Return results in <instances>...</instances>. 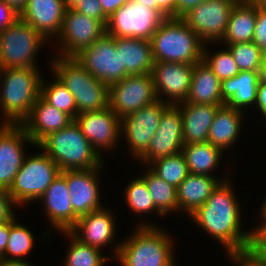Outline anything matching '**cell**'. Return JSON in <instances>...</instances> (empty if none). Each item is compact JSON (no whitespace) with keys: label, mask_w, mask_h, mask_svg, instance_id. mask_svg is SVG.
I'll use <instances>...</instances> for the list:
<instances>
[{"label":"cell","mask_w":266,"mask_h":266,"mask_svg":"<svg viewBox=\"0 0 266 266\" xmlns=\"http://www.w3.org/2000/svg\"><path fill=\"white\" fill-rule=\"evenodd\" d=\"M258 84L257 71H239L236 76L222 80L221 95L224 105L242 111L245 106L256 104Z\"/></svg>","instance_id":"obj_25"},{"label":"cell","mask_w":266,"mask_h":266,"mask_svg":"<svg viewBox=\"0 0 266 266\" xmlns=\"http://www.w3.org/2000/svg\"><path fill=\"white\" fill-rule=\"evenodd\" d=\"M46 39L18 18L0 32V69L37 68L35 56Z\"/></svg>","instance_id":"obj_7"},{"label":"cell","mask_w":266,"mask_h":266,"mask_svg":"<svg viewBox=\"0 0 266 266\" xmlns=\"http://www.w3.org/2000/svg\"><path fill=\"white\" fill-rule=\"evenodd\" d=\"M51 63L55 77L74 96L77 115L109 107V87L93 77L75 58L56 57Z\"/></svg>","instance_id":"obj_5"},{"label":"cell","mask_w":266,"mask_h":266,"mask_svg":"<svg viewBox=\"0 0 266 266\" xmlns=\"http://www.w3.org/2000/svg\"><path fill=\"white\" fill-rule=\"evenodd\" d=\"M42 153L25 158L8 190L17 206L40 199L45 190L61 174L58 165L47 154Z\"/></svg>","instance_id":"obj_8"},{"label":"cell","mask_w":266,"mask_h":266,"mask_svg":"<svg viewBox=\"0 0 266 266\" xmlns=\"http://www.w3.org/2000/svg\"><path fill=\"white\" fill-rule=\"evenodd\" d=\"M45 204L46 214L55 228L69 231L77 222L78 216L74 213L66 179L60 174L40 197Z\"/></svg>","instance_id":"obj_22"},{"label":"cell","mask_w":266,"mask_h":266,"mask_svg":"<svg viewBox=\"0 0 266 266\" xmlns=\"http://www.w3.org/2000/svg\"><path fill=\"white\" fill-rule=\"evenodd\" d=\"M6 4L12 7L17 13H21L25 8L27 0H3Z\"/></svg>","instance_id":"obj_51"},{"label":"cell","mask_w":266,"mask_h":266,"mask_svg":"<svg viewBox=\"0 0 266 266\" xmlns=\"http://www.w3.org/2000/svg\"><path fill=\"white\" fill-rule=\"evenodd\" d=\"M23 142L33 143L21 125H11L0 136V189L9 190L23 162Z\"/></svg>","instance_id":"obj_19"},{"label":"cell","mask_w":266,"mask_h":266,"mask_svg":"<svg viewBox=\"0 0 266 266\" xmlns=\"http://www.w3.org/2000/svg\"><path fill=\"white\" fill-rule=\"evenodd\" d=\"M164 19L157 10L131 0L108 18L106 34L118 38H140L150 41Z\"/></svg>","instance_id":"obj_10"},{"label":"cell","mask_w":266,"mask_h":266,"mask_svg":"<svg viewBox=\"0 0 266 266\" xmlns=\"http://www.w3.org/2000/svg\"><path fill=\"white\" fill-rule=\"evenodd\" d=\"M145 7L157 10L164 18H176V0H133Z\"/></svg>","instance_id":"obj_43"},{"label":"cell","mask_w":266,"mask_h":266,"mask_svg":"<svg viewBox=\"0 0 266 266\" xmlns=\"http://www.w3.org/2000/svg\"><path fill=\"white\" fill-rule=\"evenodd\" d=\"M110 214L104 208L92 211L79 217L69 232L82 243L100 249L110 243L115 235V220Z\"/></svg>","instance_id":"obj_23"},{"label":"cell","mask_w":266,"mask_h":266,"mask_svg":"<svg viewBox=\"0 0 266 266\" xmlns=\"http://www.w3.org/2000/svg\"><path fill=\"white\" fill-rule=\"evenodd\" d=\"M256 104L263 116L266 117V84H258Z\"/></svg>","instance_id":"obj_49"},{"label":"cell","mask_w":266,"mask_h":266,"mask_svg":"<svg viewBox=\"0 0 266 266\" xmlns=\"http://www.w3.org/2000/svg\"><path fill=\"white\" fill-rule=\"evenodd\" d=\"M182 153L189 173L212 176L209 173L220 163L223 151L211 143L205 142L184 144Z\"/></svg>","instance_id":"obj_31"},{"label":"cell","mask_w":266,"mask_h":266,"mask_svg":"<svg viewBox=\"0 0 266 266\" xmlns=\"http://www.w3.org/2000/svg\"><path fill=\"white\" fill-rule=\"evenodd\" d=\"M236 199L229 182L220 181L206 202L191 214L195 223L222 242L227 251L251 247L252 232L240 230V208Z\"/></svg>","instance_id":"obj_1"},{"label":"cell","mask_w":266,"mask_h":266,"mask_svg":"<svg viewBox=\"0 0 266 266\" xmlns=\"http://www.w3.org/2000/svg\"><path fill=\"white\" fill-rule=\"evenodd\" d=\"M98 170L100 169L61 171L69 189L72 209L78 217L102 208L96 178Z\"/></svg>","instance_id":"obj_17"},{"label":"cell","mask_w":266,"mask_h":266,"mask_svg":"<svg viewBox=\"0 0 266 266\" xmlns=\"http://www.w3.org/2000/svg\"><path fill=\"white\" fill-rule=\"evenodd\" d=\"M116 49L121 50L122 67L129 75L152 72L151 42L140 38L115 37Z\"/></svg>","instance_id":"obj_27"},{"label":"cell","mask_w":266,"mask_h":266,"mask_svg":"<svg viewBox=\"0 0 266 266\" xmlns=\"http://www.w3.org/2000/svg\"><path fill=\"white\" fill-rule=\"evenodd\" d=\"M73 58L108 87L129 75L122 67L121 50L116 49L115 37L106 33Z\"/></svg>","instance_id":"obj_9"},{"label":"cell","mask_w":266,"mask_h":266,"mask_svg":"<svg viewBox=\"0 0 266 266\" xmlns=\"http://www.w3.org/2000/svg\"><path fill=\"white\" fill-rule=\"evenodd\" d=\"M150 42L154 62L195 64L202 61L205 44L182 18H165Z\"/></svg>","instance_id":"obj_2"},{"label":"cell","mask_w":266,"mask_h":266,"mask_svg":"<svg viewBox=\"0 0 266 266\" xmlns=\"http://www.w3.org/2000/svg\"><path fill=\"white\" fill-rule=\"evenodd\" d=\"M0 266H32L26 261H6L0 259Z\"/></svg>","instance_id":"obj_53"},{"label":"cell","mask_w":266,"mask_h":266,"mask_svg":"<svg viewBox=\"0 0 266 266\" xmlns=\"http://www.w3.org/2000/svg\"><path fill=\"white\" fill-rule=\"evenodd\" d=\"M193 68L194 64L154 62L151 74L157 99L161 100L160 95L165 93L169 98L165 102L169 105L185 102L189 96Z\"/></svg>","instance_id":"obj_16"},{"label":"cell","mask_w":266,"mask_h":266,"mask_svg":"<svg viewBox=\"0 0 266 266\" xmlns=\"http://www.w3.org/2000/svg\"><path fill=\"white\" fill-rule=\"evenodd\" d=\"M262 210V212H261V214H262V216L263 217H266V200H265V203H264V205H263V207L261 208Z\"/></svg>","instance_id":"obj_58"},{"label":"cell","mask_w":266,"mask_h":266,"mask_svg":"<svg viewBox=\"0 0 266 266\" xmlns=\"http://www.w3.org/2000/svg\"><path fill=\"white\" fill-rule=\"evenodd\" d=\"M228 256L239 266H266V262L261 259L251 248L241 251H228Z\"/></svg>","instance_id":"obj_42"},{"label":"cell","mask_w":266,"mask_h":266,"mask_svg":"<svg viewBox=\"0 0 266 266\" xmlns=\"http://www.w3.org/2000/svg\"><path fill=\"white\" fill-rule=\"evenodd\" d=\"M74 120L96 151L98 147L111 148L121 135V119L110 107L100 111L80 113Z\"/></svg>","instance_id":"obj_18"},{"label":"cell","mask_w":266,"mask_h":266,"mask_svg":"<svg viewBox=\"0 0 266 266\" xmlns=\"http://www.w3.org/2000/svg\"><path fill=\"white\" fill-rule=\"evenodd\" d=\"M206 0H176V18H182L191 9Z\"/></svg>","instance_id":"obj_46"},{"label":"cell","mask_w":266,"mask_h":266,"mask_svg":"<svg viewBox=\"0 0 266 266\" xmlns=\"http://www.w3.org/2000/svg\"><path fill=\"white\" fill-rule=\"evenodd\" d=\"M33 241L34 237L32 236L31 231H29L26 227L17 224L14 219L12 222H9V239L5 253L0 257V259L23 262V257L27 256L31 249H33ZM6 254L8 256H12L9 258Z\"/></svg>","instance_id":"obj_34"},{"label":"cell","mask_w":266,"mask_h":266,"mask_svg":"<svg viewBox=\"0 0 266 266\" xmlns=\"http://www.w3.org/2000/svg\"><path fill=\"white\" fill-rule=\"evenodd\" d=\"M251 246H266V217H263V222L257 230L252 232Z\"/></svg>","instance_id":"obj_47"},{"label":"cell","mask_w":266,"mask_h":266,"mask_svg":"<svg viewBox=\"0 0 266 266\" xmlns=\"http://www.w3.org/2000/svg\"><path fill=\"white\" fill-rule=\"evenodd\" d=\"M184 144L180 104L169 105L162 113L159 127L147 150L139 159L150 164L160 157L182 152Z\"/></svg>","instance_id":"obj_15"},{"label":"cell","mask_w":266,"mask_h":266,"mask_svg":"<svg viewBox=\"0 0 266 266\" xmlns=\"http://www.w3.org/2000/svg\"><path fill=\"white\" fill-rule=\"evenodd\" d=\"M250 248L266 262V246H251Z\"/></svg>","instance_id":"obj_54"},{"label":"cell","mask_w":266,"mask_h":266,"mask_svg":"<svg viewBox=\"0 0 266 266\" xmlns=\"http://www.w3.org/2000/svg\"><path fill=\"white\" fill-rule=\"evenodd\" d=\"M12 205H17L8 190L0 189V224L12 222L14 219Z\"/></svg>","instance_id":"obj_44"},{"label":"cell","mask_w":266,"mask_h":266,"mask_svg":"<svg viewBox=\"0 0 266 266\" xmlns=\"http://www.w3.org/2000/svg\"><path fill=\"white\" fill-rule=\"evenodd\" d=\"M131 0H100L103 13L109 18L116 10Z\"/></svg>","instance_id":"obj_48"},{"label":"cell","mask_w":266,"mask_h":266,"mask_svg":"<svg viewBox=\"0 0 266 266\" xmlns=\"http://www.w3.org/2000/svg\"><path fill=\"white\" fill-rule=\"evenodd\" d=\"M66 9L63 0H27L19 18L47 39L59 34Z\"/></svg>","instance_id":"obj_21"},{"label":"cell","mask_w":266,"mask_h":266,"mask_svg":"<svg viewBox=\"0 0 266 266\" xmlns=\"http://www.w3.org/2000/svg\"><path fill=\"white\" fill-rule=\"evenodd\" d=\"M227 48L232 53L239 71H259L265 54L256 43L252 41L229 44Z\"/></svg>","instance_id":"obj_37"},{"label":"cell","mask_w":266,"mask_h":266,"mask_svg":"<svg viewBox=\"0 0 266 266\" xmlns=\"http://www.w3.org/2000/svg\"><path fill=\"white\" fill-rule=\"evenodd\" d=\"M9 239V223L0 224V257L5 253Z\"/></svg>","instance_id":"obj_50"},{"label":"cell","mask_w":266,"mask_h":266,"mask_svg":"<svg viewBox=\"0 0 266 266\" xmlns=\"http://www.w3.org/2000/svg\"><path fill=\"white\" fill-rule=\"evenodd\" d=\"M239 0H206L182 19L203 42L223 39L233 7Z\"/></svg>","instance_id":"obj_12"},{"label":"cell","mask_w":266,"mask_h":266,"mask_svg":"<svg viewBox=\"0 0 266 266\" xmlns=\"http://www.w3.org/2000/svg\"><path fill=\"white\" fill-rule=\"evenodd\" d=\"M3 75L0 105L6 121L21 125L29 116L41 92V76L37 68L0 69Z\"/></svg>","instance_id":"obj_4"},{"label":"cell","mask_w":266,"mask_h":266,"mask_svg":"<svg viewBox=\"0 0 266 266\" xmlns=\"http://www.w3.org/2000/svg\"><path fill=\"white\" fill-rule=\"evenodd\" d=\"M142 178L145 180L158 214L166 216L168 212L170 213V210H178L177 190L174 186L165 182L150 169Z\"/></svg>","instance_id":"obj_32"},{"label":"cell","mask_w":266,"mask_h":266,"mask_svg":"<svg viewBox=\"0 0 266 266\" xmlns=\"http://www.w3.org/2000/svg\"><path fill=\"white\" fill-rule=\"evenodd\" d=\"M219 183L216 177L190 173L176 188L178 209H184L190 216L206 202Z\"/></svg>","instance_id":"obj_28"},{"label":"cell","mask_w":266,"mask_h":266,"mask_svg":"<svg viewBox=\"0 0 266 266\" xmlns=\"http://www.w3.org/2000/svg\"><path fill=\"white\" fill-rule=\"evenodd\" d=\"M168 106L165 100H156L121 119V132L126 135L130 150L137 158L147 150Z\"/></svg>","instance_id":"obj_14"},{"label":"cell","mask_w":266,"mask_h":266,"mask_svg":"<svg viewBox=\"0 0 266 266\" xmlns=\"http://www.w3.org/2000/svg\"><path fill=\"white\" fill-rule=\"evenodd\" d=\"M4 124H1L2 126L0 127V136L12 125L7 121H4Z\"/></svg>","instance_id":"obj_57"},{"label":"cell","mask_w":266,"mask_h":266,"mask_svg":"<svg viewBox=\"0 0 266 266\" xmlns=\"http://www.w3.org/2000/svg\"><path fill=\"white\" fill-rule=\"evenodd\" d=\"M206 48L203 47L202 60L212 70V72L220 79L226 80L232 78L239 73L236 62L234 61L233 55L229 49L226 51H220L209 57Z\"/></svg>","instance_id":"obj_39"},{"label":"cell","mask_w":266,"mask_h":266,"mask_svg":"<svg viewBox=\"0 0 266 266\" xmlns=\"http://www.w3.org/2000/svg\"><path fill=\"white\" fill-rule=\"evenodd\" d=\"M151 164H149L150 170L175 188L190 174L182 152L160 157L151 162Z\"/></svg>","instance_id":"obj_33"},{"label":"cell","mask_w":266,"mask_h":266,"mask_svg":"<svg viewBox=\"0 0 266 266\" xmlns=\"http://www.w3.org/2000/svg\"><path fill=\"white\" fill-rule=\"evenodd\" d=\"M65 7L68 8H73L80 0H63Z\"/></svg>","instance_id":"obj_55"},{"label":"cell","mask_w":266,"mask_h":266,"mask_svg":"<svg viewBox=\"0 0 266 266\" xmlns=\"http://www.w3.org/2000/svg\"><path fill=\"white\" fill-rule=\"evenodd\" d=\"M242 115L241 110L220 106L211 124L207 142L222 151L232 145L238 138Z\"/></svg>","instance_id":"obj_30"},{"label":"cell","mask_w":266,"mask_h":266,"mask_svg":"<svg viewBox=\"0 0 266 266\" xmlns=\"http://www.w3.org/2000/svg\"><path fill=\"white\" fill-rule=\"evenodd\" d=\"M72 9L99 20L106 27L108 17L103 13L100 0H80Z\"/></svg>","instance_id":"obj_40"},{"label":"cell","mask_w":266,"mask_h":266,"mask_svg":"<svg viewBox=\"0 0 266 266\" xmlns=\"http://www.w3.org/2000/svg\"><path fill=\"white\" fill-rule=\"evenodd\" d=\"M249 4H254L257 6H264L266 4V0H245Z\"/></svg>","instance_id":"obj_56"},{"label":"cell","mask_w":266,"mask_h":266,"mask_svg":"<svg viewBox=\"0 0 266 266\" xmlns=\"http://www.w3.org/2000/svg\"><path fill=\"white\" fill-rule=\"evenodd\" d=\"M19 18L17 13L12 7L0 0V32L4 31L7 27L13 24Z\"/></svg>","instance_id":"obj_45"},{"label":"cell","mask_w":266,"mask_h":266,"mask_svg":"<svg viewBox=\"0 0 266 266\" xmlns=\"http://www.w3.org/2000/svg\"><path fill=\"white\" fill-rule=\"evenodd\" d=\"M183 140L185 144L205 143L220 105L182 102Z\"/></svg>","instance_id":"obj_24"},{"label":"cell","mask_w":266,"mask_h":266,"mask_svg":"<svg viewBox=\"0 0 266 266\" xmlns=\"http://www.w3.org/2000/svg\"><path fill=\"white\" fill-rule=\"evenodd\" d=\"M258 73H259V83L266 84V55H264Z\"/></svg>","instance_id":"obj_52"},{"label":"cell","mask_w":266,"mask_h":266,"mask_svg":"<svg viewBox=\"0 0 266 266\" xmlns=\"http://www.w3.org/2000/svg\"><path fill=\"white\" fill-rule=\"evenodd\" d=\"M253 42L266 55V7L257 6V20L253 35Z\"/></svg>","instance_id":"obj_41"},{"label":"cell","mask_w":266,"mask_h":266,"mask_svg":"<svg viewBox=\"0 0 266 266\" xmlns=\"http://www.w3.org/2000/svg\"><path fill=\"white\" fill-rule=\"evenodd\" d=\"M40 96L58 110L64 111L73 119L76 118L77 106L74 96L57 77L55 82H52L48 86H45L44 80L42 79Z\"/></svg>","instance_id":"obj_36"},{"label":"cell","mask_w":266,"mask_h":266,"mask_svg":"<svg viewBox=\"0 0 266 266\" xmlns=\"http://www.w3.org/2000/svg\"><path fill=\"white\" fill-rule=\"evenodd\" d=\"M106 33V27L99 21L78 13L72 8L65 11L61 30L63 46L60 57H74L83 48L94 44Z\"/></svg>","instance_id":"obj_13"},{"label":"cell","mask_w":266,"mask_h":266,"mask_svg":"<svg viewBox=\"0 0 266 266\" xmlns=\"http://www.w3.org/2000/svg\"><path fill=\"white\" fill-rule=\"evenodd\" d=\"M63 233L72 238L64 266H104L109 259L101 255L100 249L82 243L69 231H63Z\"/></svg>","instance_id":"obj_35"},{"label":"cell","mask_w":266,"mask_h":266,"mask_svg":"<svg viewBox=\"0 0 266 266\" xmlns=\"http://www.w3.org/2000/svg\"><path fill=\"white\" fill-rule=\"evenodd\" d=\"M185 102L224 105L221 81L202 60L194 64L189 96Z\"/></svg>","instance_id":"obj_26"},{"label":"cell","mask_w":266,"mask_h":266,"mask_svg":"<svg viewBox=\"0 0 266 266\" xmlns=\"http://www.w3.org/2000/svg\"><path fill=\"white\" fill-rule=\"evenodd\" d=\"M257 20V5L239 0L233 7L223 37L225 44L252 42Z\"/></svg>","instance_id":"obj_29"},{"label":"cell","mask_w":266,"mask_h":266,"mask_svg":"<svg viewBox=\"0 0 266 266\" xmlns=\"http://www.w3.org/2000/svg\"><path fill=\"white\" fill-rule=\"evenodd\" d=\"M125 195L128 206L136 214L151 212L153 210L157 211L150 193L148 192L145 180L142 177L130 182L126 187Z\"/></svg>","instance_id":"obj_38"},{"label":"cell","mask_w":266,"mask_h":266,"mask_svg":"<svg viewBox=\"0 0 266 266\" xmlns=\"http://www.w3.org/2000/svg\"><path fill=\"white\" fill-rule=\"evenodd\" d=\"M156 100L151 73L128 75L109 86V107L120 119Z\"/></svg>","instance_id":"obj_11"},{"label":"cell","mask_w":266,"mask_h":266,"mask_svg":"<svg viewBox=\"0 0 266 266\" xmlns=\"http://www.w3.org/2000/svg\"><path fill=\"white\" fill-rule=\"evenodd\" d=\"M72 121L74 119L69 114L58 110L39 96L21 126L37 145L47 135L65 128Z\"/></svg>","instance_id":"obj_20"},{"label":"cell","mask_w":266,"mask_h":266,"mask_svg":"<svg viewBox=\"0 0 266 266\" xmlns=\"http://www.w3.org/2000/svg\"><path fill=\"white\" fill-rule=\"evenodd\" d=\"M145 224L116 247V257L112 259L117 258L122 266H175L170 237L155 226Z\"/></svg>","instance_id":"obj_6"},{"label":"cell","mask_w":266,"mask_h":266,"mask_svg":"<svg viewBox=\"0 0 266 266\" xmlns=\"http://www.w3.org/2000/svg\"><path fill=\"white\" fill-rule=\"evenodd\" d=\"M37 146L45 150L44 153L61 171L87 170L101 166L99 150L92 147L75 120L65 128L47 135Z\"/></svg>","instance_id":"obj_3"}]
</instances>
